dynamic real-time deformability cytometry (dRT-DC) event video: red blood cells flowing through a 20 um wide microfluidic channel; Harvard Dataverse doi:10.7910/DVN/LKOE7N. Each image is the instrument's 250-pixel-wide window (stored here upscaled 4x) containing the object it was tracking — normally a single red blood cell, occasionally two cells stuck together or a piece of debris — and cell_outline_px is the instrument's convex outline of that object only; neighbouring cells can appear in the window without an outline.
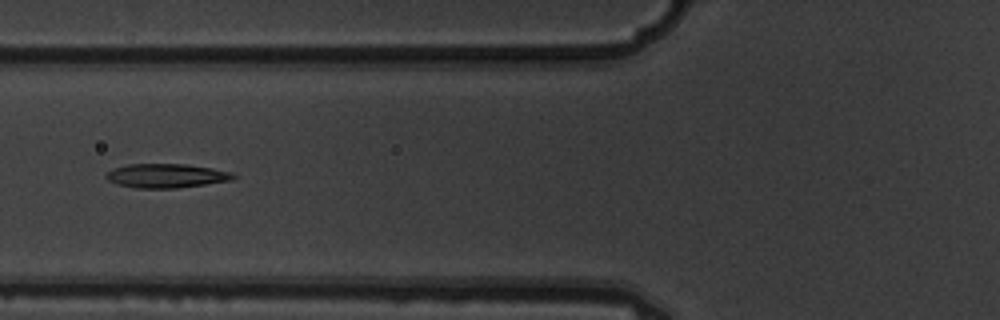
{"species": "common noctule bat (a hibernating species)", "species_latin": "Nyctalus noctula", "temperature_condition": "warm", "stored_images_in_passage": 9, "camera_frame_rate_fps": 3000, "um_per_image_px": 0.085, "animal": {"sex": "male", "body_mass_g": 19.5, "forearm_length_mm": 54.6}, "frame": {"image": 1, "passage_image": 6, "time_ms": 1.667, "image_size_px": [1000, 320], "cell_outline_px": [[236, 176], [232, 180], [176, 188], [136, 188], [116, 184], [108, 180], [104, 176], [112, 168], [128, 164], [188, 164], [212, 168], [232, 172]], "centroid_in_image_um": [14.11, 14.93], "position_along_channel_um": 111.7, "area_um2": 17.86}}
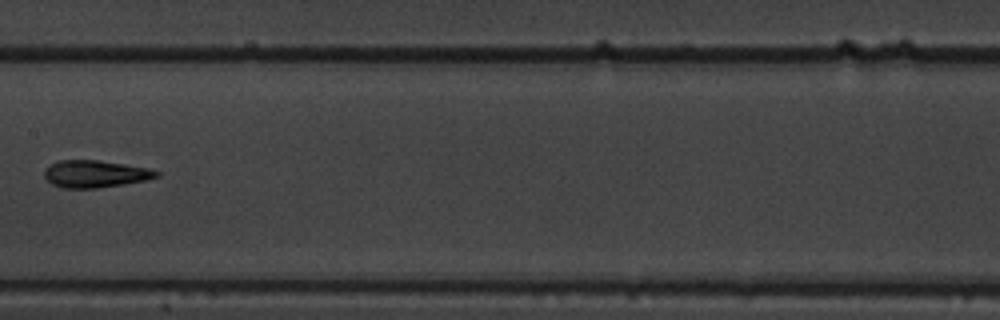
{"frame": {"image": 2, "passage_image": 8, "time_ms": 2.333, "image_size_px": [1000, 320], "cell_outline_px": [[160, 176], [144, 180], [124, 184], [96, 188], [64, 188], [52, 184], [44, 176], [44, 168], [60, 160], [100, 160], [148, 168], [160, 172]], "centroid_in_image_um": [8.09, 14.78], "position_along_channel_um": 199.3, "area_um2": 17.69}}
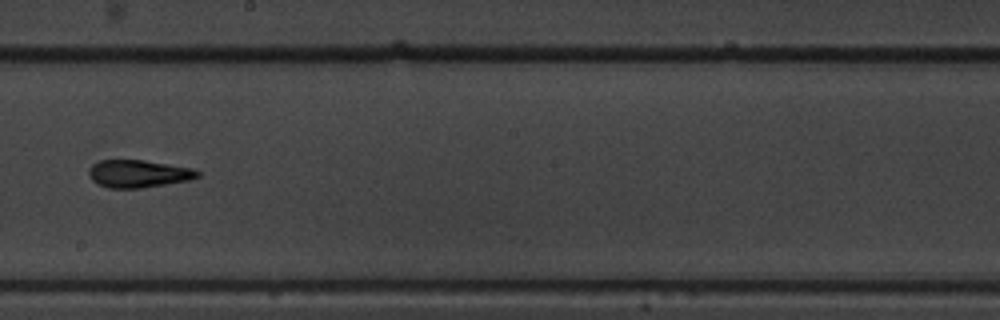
{"frame": {"image": 3, "passage_image": 9, "time_ms": 2.667, "image_size_px": [1000, 320], "cell_outline_px": [[200, 176], [188, 180], [140, 188], [108, 188], [96, 184], [92, 180], [88, 172], [88, 168], [92, 164], [100, 160], [144, 160], [192, 168], [200, 172]], "centroid_in_image_um": [11.72, 14.76], "position_along_channel_um": 236.5, "area_um2": 17.46}}